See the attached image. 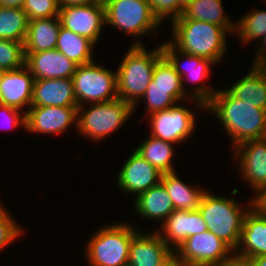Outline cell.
Returning a JSON list of instances; mask_svg holds the SVG:
<instances>
[{"instance_id": "cell-9", "label": "cell", "mask_w": 266, "mask_h": 266, "mask_svg": "<svg viewBox=\"0 0 266 266\" xmlns=\"http://www.w3.org/2000/svg\"><path fill=\"white\" fill-rule=\"evenodd\" d=\"M77 105L108 102L117 96V70L95 61L77 65L72 76Z\"/></svg>"}, {"instance_id": "cell-43", "label": "cell", "mask_w": 266, "mask_h": 266, "mask_svg": "<svg viewBox=\"0 0 266 266\" xmlns=\"http://www.w3.org/2000/svg\"><path fill=\"white\" fill-rule=\"evenodd\" d=\"M25 0H0V7L23 8Z\"/></svg>"}, {"instance_id": "cell-46", "label": "cell", "mask_w": 266, "mask_h": 266, "mask_svg": "<svg viewBox=\"0 0 266 266\" xmlns=\"http://www.w3.org/2000/svg\"><path fill=\"white\" fill-rule=\"evenodd\" d=\"M181 1V7L184 9L189 3L193 2L194 0H180Z\"/></svg>"}, {"instance_id": "cell-30", "label": "cell", "mask_w": 266, "mask_h": 266, "mask_svg": "<svg viewBox=\"0 0 266 266\" xmlns=\"http://www.w3.org/2000/svg\"><path fill=\"white\" fill-rule=\"evenodd\" d=\"M29 19L23 8L0 7V39L24 44Z\"/></svg>"}, {"instance_id": "cell-41", "label": "cell", "mask_w": 266, "mask_h": 266, "mask_svg": "<svg viewBox=\"0 0 266 266\" xmlns=\"http://www.w3.org/2000/svg\"><path fill=\"white\" fill-rule=\"evenodd\" d=\"M60 7L87 5L99 0H58Z\"/></svg>"}, {"instance_id": "cell-25", "label": "cell", "mask_w": 266, "mask_h": 266, "mask_svg": "<svg viewBox=\"0 0 266 266\" xmlns=\"http://www.w3.org/2000/svg\"><path fill=\"white\" fill-rule=\"evenodd\" d=\"M222 0H194L184 7L183 14L175 20H199L225 27L234 35L235 22L224 12Z\"/></svg>"}, {"instance_id": "cell-37", "label": "cell", "mask_w": 266, "mask_h": 266, "mask_svg": "<svg viewBox=\"0 0 266 266\" xmlns=\"http://www.w3.org/2000/svg\"><path fill=\"white\" fill-rule=\"evenodd\" d=\"M2 115V116H1ZM0 127L10 130L17 129L19 126L25 131V113L15 108L0 104ZM6 125V127H4Z\"/></svg>"}, {"instance_id": "cell-45", "label": "cell", "mask_w": 266, "mask_h": 266, "mask_svg": "<svg viewBox=\"0 0 266 266\" xmlns=\"http://www.w3.org/2000/svg\"><path fill=\"white\" fill-rule=\"evenodd\" d=\"M250 260L254 266H266V255L253 257Z\"/></svg>"}, {"instance_id": "cell-14", "label": "cell", "mask_w": 266, "mask_h": 266, "mask_svg": "<svg viewBox=\"0 0 266 266\" xmlns=\"http://www.w3.org/2000/svg\"><path fill=\"white\" fill-rule=\"evenodd\" d=\"M77 110L78 107H29L25 114V132L35 135H61L71 125L77 128Z\"/></svg>"}, {"instance_id": "cell-21", "label": "cell", "mask_w": 266, "mask_h": 266, "mask_svg": "<svg viewBox=\"0 0 266 266\" xmlns=\"http://www.w3.org/2000/svg\"><path fill=\"white\" fill-rule=\"evenodd\" d=\"M234 255L245 259L266 255V216L252 207L244 216L239 245Z\"/></svg>"}, {"instance_id": "cell-35", "label": "cell", "mask_w": 266, "mask_h": 266, "mask_svg": "<svg viewBox=\"0 0 266 266\" xmlns=\"http://www.w3.org/2000/svg\"><path fill=\"white\" fill-rule=\"evenodd\" d=\"M23 10L29 21L57 17L60 6L58 0H25Z\"/></svg>"}, {"instance_id": "cell-15", "label": "cell", "mask_w": 266, "mask_h": 266, "mask_svg": "<svg viewBox=\"0 0 266 266\" xmlns=\"http://www.w3.org/2000/svg\"><path fill=\"white\" fill-rule=\"evenodd\" d=\"M162 173L145 160L137 151H132L122 164L116 177L119 191L134 194L137 198L160 183Z\"/></svg>"}, {"instance_id": "cell-26", "label": "cell", "mask_w": 266, "mask_h": 266, "mask_svg": "<svg viewBox=\"0 0 266 266\" xmlns=\"http://www.w3.org/2000/svg\"><path fill=\"white\" fill-rule=\"evenodd\" d=\"M227 87L226 89L237 99L253 103L260 109H266V78L255 66H251L244 77Z\"/></svg>"}, {"instance_id": "cell-40", "label": "cell", "mask_w": 266, "mask_h": 266, "mask_svg": "<svg viewBox=\"0 0 266 266\" xmlns=\"http://www.w3.org/2000/svg\"><path fill=\"white\" fill-rule=\"evenodd\" d=\"M222 266H254L250 259H245L233 255Z\"/></svg>"}, {"instance_id": "cell-28", "label": "cell", "mask_w": 266, "mask_h": 266, "mask_svg": "<svg viewBox=\"0 0 266 266\" xmlns=\"http://www.w3.org/2000/svg\"><path fill=\"white\" fill-rule=\"evenodd\" d=\"M175 145L148 135L135 151L163 174L176 171L172 161L176 154Z\"/></svg>"}, {"instance_id": "cell-8", "label": "cell", "mask_w": 266, "mask_h": 266, "mask_svg": "<svg viewBox=\"0 0 266 266\" xmlns=\"http://www.w3.org/2000/svg\"><path fill=\"white\" fill-rule=\"evenodd\" d=\"M161 43L163 55L170 61L181 77L182 88L185 94L189 98L199 100L206 105L217 91V89L215 90L212 87L213 85L205 83L209 80L208 78L212 77L210 76L212 73L211 69L217 64L209 59L183 53L176 49L168 40ZM188 81L190 84L193 83V87H195L193 90L190 89L191 92L189 89L186 90L185 82L187 84Z\"/></svg>"}, {"instance_id": "cell-34", "label": "cell", "mask_w": 266, "mask_h": 266, "mask_svg": "<svg viewBox=\"0 0 266 266\" xmlns=\"http://www.w3.org/2000/svg\"><path fill=\"white\" fill-rule=\"evenodd\" d=\"M19 224L0 200V251L18 241L24 233Z\"/></svg>"}, {"instance_id": "cell-38", "label": "cell", "mask_w": 266, "mask_h": 266, "mask_svg": "<svg viewBox=\"0 0 266 266\" xmlns=\"http://www.w3.org/2000/svg\"><path fill=\"white\" fill-rule=\"evenodd\" d=\"M251 207L266 216V186L260 188L251 198Z\"/></svg>"}, {"instance_id": "cell-10", "label": "cell", "mask_w": 266, "mask_h": 266, "mask_svg": "<svg viewBox=\"0 0 266 266\" xmlns=\"http://www.w3.org/2000/svg\"><path fill=\"white\" fill-rule=\"evenodd\" d=\"M179 102L162 111L147 116L152 137L166 142L181 144L187 141L196 129V112L184 107ZM193 112V113H192ZM195 128V129H194Z\"/></svg>"}, {"instance_id": "cell-16", "label": "cell", "mask_w": 266, "mask_h": 266, "mask_svg": "<svg viewBox=\"0 0 266 266\" xmlns=\"http://www.w3.org/2000/svg\"><path fill=\"white\" fill-rule=\"evenodd\" d=\"M34 77L24 65L0 74V104L27 113L31 106ZM25 108V110H24Z\"/></svg>"}, {"instance_id": "cell-7", "label": "cell", "mask_w": 266, "mask_h": 266, "mask_svg": "<svg viewBox=\"0 0 266 266\" xmlns=\"http://www.w3.org/2000/svg\"><path fill=\"white\" fill-rule=\"evenodd\" d=\"M105 24L133 37L131 45H144L141 37L155 35L161 23L151 11L147 0H102ZM140 38V39H139Z\"/></svg>"}, {"instance_id": "cell-1", "label": "cell", "mask_w": 266, "mask_h": 266, "mask_svg": "<svg viewBox=\"0 0 266 266\" xmlns=\"http://www.w3.org/2000/svg\"><path fill=\"white\" fill-rule=\"evenodd\" d=\"M206 112L215 115L230 137L231 148L266 137V109L255 107L234 97L224 86L217 89L206 104Z\"/></svg>"}, {"instance_id": "cell-22", "label": "cell", "mask_w": 266, "mask_h": 266, "mask_svg": "<svg viewBox=\"0 0 266 266\" xmlns=\"http://www.w3.org/2000/svg\"><path fill=\"white\" fill-rule=\"evenodd\" d=\"M134 209L140 218L151 222L158 221L159 224L160 221L162 224L175 210L169 194L161 183L135 198Z\"/></svg>"}, {"instance_id": "cell-36", "label": "cell", "mask_w": 266, "mask_h": 266, "mask_svg": "<svg viewBox=\"0 0 266 266\" xmlns=\"http://www.w3.org/2000/svg\"><path fill=\"white\" fill-rule=\"evenodd\" d=\"M151 11L161 24L167 19L172 22L183 14L180 0H147ZM170 17V19H168Z\"/></svg>"}, {"instance_id": "cell-19", "label": "cell", "mask_w": 266, "mask_h": 266, "mask_svg": "<svg viewBox=\"0 0 266 266\" xmlns=\"http://www.w3.org/2000/svg\"><path fill=\"white\" fill-rule=\"evenodd\" d=\"M24 54L25 66L32 73L34 80L72 78L77 68V64L57 49Z\"/></svg>"}, {"instance_id": "cell-12", "label": "cell", "mask_w": 266, "mask_h": 266, "mask_svg": "<svg viewBox=\"0 0 266 266\" xmlns=\"http://www.w3.org/2000/svg\"><path fill=\"white\" fill-rule=\"evenodd\" d=\"M61 27L92 41L99 42L105 25V7L102 0L98 2L60 7L58 14Z\"/></svg>"}, {"instance_id": "cell-18", "label": "cell", "mask_w": 266, "mask_h": 266, "mask_svg": "<svg viewBox=\"0 0 266 266\" xmlns=\"http://www.w3.org/2000/svg\"><path fill=\"white\" fill-rule=\"evenodd\" d=\"M173 252L155 230H139L130 244L128 266H162Z\"/></svg>"}, {"instance_id": "cell-17", "label": "cell", "mask_w": 266, "mask_h": 266, "mask_svg": "<svg viewBox=\"0 0 266 266\" xmlns=\"http://www.w3.org/2000/svg\"><path fill=\"white\" fill-rule=\"evenodd\" d=\"M155 231L174 251L189 236L206 232L207 227L199 210H174Z\"/></svg>"}, {"instance_id": "cell-33", "label": "cell", "mask_w": 266, "mask_h": 266, "mask_svg": "<svg viewBox=\"0 0 266 266\" xmlns=\"http://www.w3.org/2000/svg\"><path fill=\"white\" fill-rule=\"evenodd\" d=\"M25 65L22 42L0 39V71L20 69Z\"/></svg>"}, {"instance_id": "cell-11", "label": "cell", "mask_w": 266, "mask_h": 266, "mask_svg": "<svg viewBox=\"0 0 266 266\" xmlns=\"http://www.w3.org/2000/svg\"><path fill=\"white\" fill-rule=\"evenodd\" d=\"M174 253L190 266H222L234 251L212 232L189 236Z\"/></svg>"}, {"instance_id": "cell-3", "label": "cell", "mask_w": 266, "mask_h": 266, "mask_svg": "<svg viewBox=\"0 0 266 266\" xmlns=\"http://www.w3.org/2000/svg\"><path fill=\"white\" fill-rule=\"evenodd\" d=\"M238 193L239 190L234 188L230 196H218L208 189L198 208L207 230L220 238L234 252L239 245L244 216L251 207V199L244 205L245 208L242 202L240 204L232 197Z\"/></svg>"}, {"instance_id": "cell-44", "label": "cell", "mask_w": 266, "mask_h": 266, "mask_svg": "<svg viewBox=\"0 0 266 266\" xmlns=\"http://www.w3.org/2000/svg\"><path fill=\"white\" fill-rule=\"evenodd\" d=\"M254 66L266 78V56L262 57Z\"/></svg>"}, {"instance_id": "cell-2", "label": "cell", "mask_w": 266, "mask_h": 266, "mask_svg": "<svg viewBox=\"0 0 266 266\" xmlns=\"http://www.w3.org/2000/svg\"><path fill=\"white\" fill-rule=\"evenodd\" d=\"M171 25L172 39L168 41L181 52L217 65L227 56V36L232 34L225 27L199 20H173Z\"/></svg>"}, {"instance_id": "cell-13", "label": "cell", "mask_w": 266, "mask_h": 266, "mask_svg": "<svg viewBox=\"0 0 266 266\" xmlns=\"http://www.w3.org/2000/svg\"><path fill=\"white\" fill-rule=\"evenodd\" d=\"M231 162L239 164V174L251 191L266 186V137L243 142L233 148Z\"/></svg>"}, {"instance_id": "cell-31", "label": "cell", "mask_w": 266, "mask_h": 266, "mask_svg": "<svg viewBox=\"0 0 266 266\" xmlns=\"http://www.w3.org/2000/svg\"><path fill=\"white\" fill-rule=\"evenodd\" d=\"M236 21L234 34L240 38L238 41L241 45H248L250 42L253 43L252 41L257 43L266 34V10L252 8Z\"/></svg>"}, {"instance_id": "cell-20", "label": "cell", "mask_w": 266, "mask_h": 266, "mask_svg": "<svg viewBox=\"0 0 266 266\" xmlns=\"http://www.w3.org/2000/svg\"><path fill=\"white\" fill-rule=\"evenodd\" d=\"M78 107L72 78L34 80L31 106Z\"/></svg>"}, {"instance_id": "cell-5", "label": "cell", "mask_w": 266, "mask_h": 266, "mask_svg": "<svg viewBox=\"0 0 266 266\" xmlns=\"http://www.w3.org/2000/svg\"><path fill=\"white\" fill-rule=\"evenodd\" d=\"M128 223H106L90 235L84 244L88 266H128L130 244L140 230Z\"/></svg>"}, {"instance_id": "cell-27", "label": "cell", "mask_w": 266, "mask_h": 266, "mask_svg": "<svg viewBox=\"0 0 266 266\" xmlns=\"http://www.w3.org/2000/svg\"><path fill=\"white\" fill-rule=\"evenodd\" d=\"M148 86H162L163 88H172V96L180 103H191L196 105L197 111L201 110L206 113V105L201 101L189 98L183 91L182 80L176 72L174 66L163 55L155 64L152 80ZM193 103V104H192Z\"/></svg>"}, {"instance_id": "cell-39", "label": "cell", "mask_w": 266, "mask_h": 266, "mask_svg": "<svg viewBox=\"0 0 266 266\" xmlns=\"http://www.w3.org/2000/svg\"><path fill=\"white\" fill-rule=\"evenodd\" d=\"M255 45H256L255 48L256 52H254L255 55L253 57L252 66H254L262 57L266 56V34L262 37V39L258 43H255Z\"/></svg>"}, {"instance_id": "cell-4", "label": "cell", "mask_w": 266, "mask_h": 266, "mask_svg": "<svg viewBox=\"0 0 266 266\" xmlns=\"http://www.w3.org/2000/svg\"><path fill=\"white\" fill-rule=\"evenodd\" d=\"M148 50L145 45H130L117 67V96L134 106L152 80L156 62L163 56L161 44Z\"/></svg>"}, {"instance_id": "cell-42", "label": "cell", "mask_w": 266, "mask_h": 266, "mask_svg": "<svg viewBox=\"0 0 266 266\" xmlns=\"http://www.w3.org/2000/svg\"><path fill=\"white\" fill-rule=\"evenodd\" d=\"M162 266H190L183 259H180L174 252L170 257L162 264Z\"/></svg>"}, {"instance_id": "cell-23", "label": "cell", "mask_w": 266, "mask_h": 266, "mask_svg": "<svg viewBox=\"0 0 266 266\" xmlns=\"http://www.w3.org/2000/svg\"><path fill=\"white\" fill-rule=\"evenodd\" d=\"M160 183L164 186L172 200L175 210L195 211L200 207L203 195L207 191L204 187L186 184L176 171L163 173ZM198 187V188H197Z\"/></svg>"}, {"instance_id": "cell-6", "label": "cell", "mask_w": 266, "mask_h": 266, "mask_svg": "<svg viewBox=\"0 0 266 266\" xmlns=\"http://www.w3.org/2000/svg\"><path fill=\"white\" fill-rule=\"evenodd\" d=\"M87 106L78 107L75 130L79 135L94 141L93 143L114 134L134 113L133 106L119 98Z\"/></svg>"}, {"instance_id": "cell-32", "label": "cell", "mask_w": 266, "mask_h": 266, "mask_svg": "<svg viewBox=\"0 0 266 266\" xmlns=\"http://www.w3.org/2000/svg\"><path fill=\"white\" fill-rule=\"evenodd\" d=\"M142 101L146 103V116L153 112L168 109L178 103L172 96V88H163L162 86H148L143 97L133 106L134 113Z\"/></svg>"}, {"instance_id": "cell-24", "label": "cell", "mask_w": 266, "mask_h": 266, "mask_svg": "<svg viewBox=\"0 0 266 266\" xmlns=\"http://www.w3.org/2000/svg\"><path fill=\"white\" fill-rule=\"evenodd\" d=\"M61 28L59 17L29 21L24 41V52H39L55 49Z\"/></svg>"}, {"instance_id": "cell-29", "label": "cell", "mask_w": 266, "mask_h": 266, "mask_svg": "<svg viewBox=\"0 0 266 266\" xmlns=\"http://www.w3.org/2000/svg\"><path fill=\"white\" fill-rule=\"evenodd\" d=\"M94 47L95 44L89 39L61 27L55 49L75 64L84 65L95 61Z\"/></svg>"}]
</instances>
